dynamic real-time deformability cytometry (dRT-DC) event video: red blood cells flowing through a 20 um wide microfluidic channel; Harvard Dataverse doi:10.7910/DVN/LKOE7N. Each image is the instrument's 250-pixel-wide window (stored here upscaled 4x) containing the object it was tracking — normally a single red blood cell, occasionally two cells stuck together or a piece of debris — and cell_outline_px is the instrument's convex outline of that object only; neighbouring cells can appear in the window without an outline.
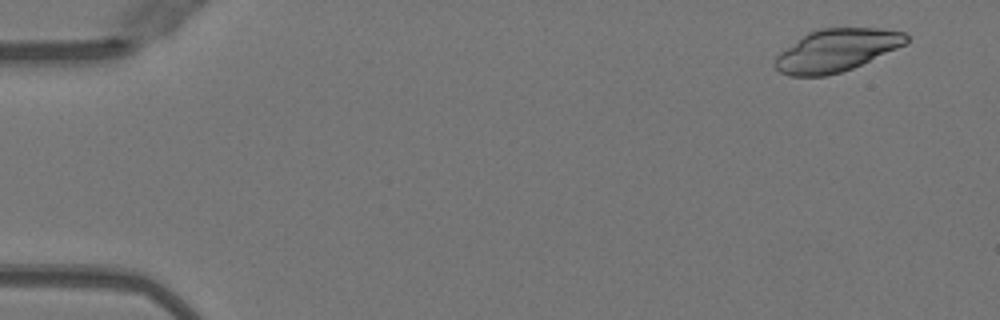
{"species": "Egyptian fruit bat (a non-hibernating species)", "species_latin": "Rousettus aegyptiacus", "temperature_condition": "warm", "stored_images_in_passage": 51, "camera_frame_rate_fps": 3000, "um_per_image_px": 0.085, "animal": {"sex": "female"}, "frame": {"image": 1, "passage_image": 4, "time_ms": 1.0, "image_size_px": [1000, 320], "cell_outline_px": [[908, 40], [904, 44], [896, 48], [852, 68], [840, 72], [824, 76], [788, 76], [780, 72], [772, 64], [776, 56], [780, 52], [808, 32], [820, 28], [880, 28], [904, 32], [908, 36]], "centroid_in_image_um": [71.05, 4.27], "position_along_channel_um": 13.9, "area_um2": 32.19}}